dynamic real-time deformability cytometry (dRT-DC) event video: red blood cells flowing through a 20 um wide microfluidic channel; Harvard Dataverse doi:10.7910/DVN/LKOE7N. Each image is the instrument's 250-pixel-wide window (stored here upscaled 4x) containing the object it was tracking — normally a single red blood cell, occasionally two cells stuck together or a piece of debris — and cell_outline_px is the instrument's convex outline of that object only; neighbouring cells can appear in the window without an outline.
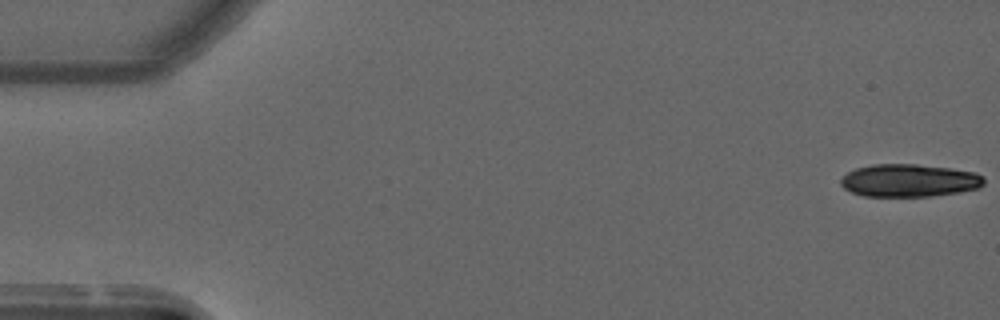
{"species": "common noctule bat (a hibernating species)", "species_latin": "Nyctalus noctula", "temperature_condition": "warm", "stored_images_in_passage": 56, "segment_of_instrument_passage": [1, 2], "camera_frame_rate_fps": 3000, "um_per_image_px": 0.085, "animal": {"sex": "male", "forearm_length_mm": 52.5}, "frame": {"image": 1, "passage_image": 1, "time_ms": 0.0, "image_size_px": [1000, 320], "cell_outline_px": [[984, 184], [980, 188], [932, 196], [864, 196], [852, 192], [844, 188], [840, 184], [840, 180], [848, 172], [856, 168], [872, 164], [916, 164], [948, 168], [976, 172], [984, 176]], "centroid_in_image_um": [77.29, 15.34], "position_along_channel_um": 7.7, "area_um2": 27.28}}
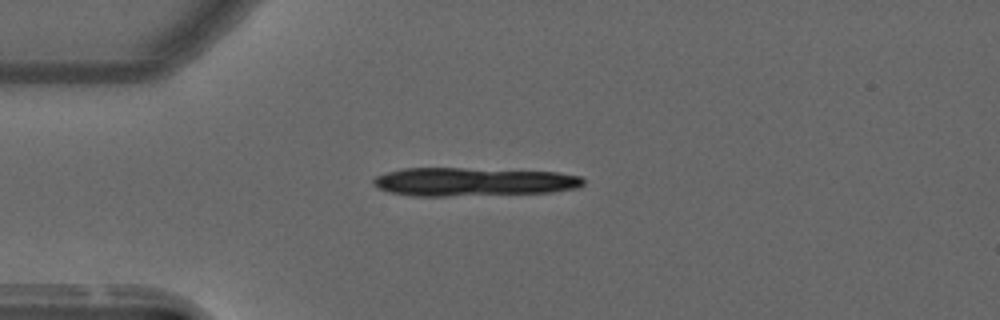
{"frame": {"image": 2, "passage_image": 14, "time_ms": 4.333, "image_size_px": [1000, 320], "cell_outline_px": [[584, 184], [580, 188], [552, 192], [444, 196], [412, 196], [388, 192], [376, 188], [372, 184], [372, 180], [376, 176], [384, 172], [400, 168], [464, 168], [556, 172], [580, 176], [584, 180]], "centroid_in_image_um": [40.16, 15.45], "position_along_channel_um": 44.8, "area_um2": 35.14}}